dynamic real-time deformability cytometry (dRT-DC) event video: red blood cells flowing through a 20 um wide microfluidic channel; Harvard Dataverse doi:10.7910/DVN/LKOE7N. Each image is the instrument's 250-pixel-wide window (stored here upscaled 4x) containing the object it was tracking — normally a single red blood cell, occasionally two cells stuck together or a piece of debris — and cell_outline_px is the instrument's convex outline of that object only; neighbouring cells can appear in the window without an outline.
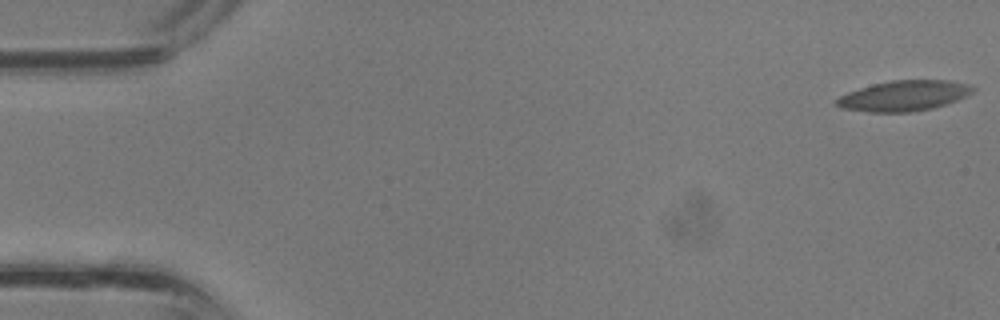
{"species": "common noctule bat (a hibernating species)", "species_latin": "Nyctalus noctula", "temperature_condition": "room temperature", "stored_images_in_passage": 39, "camera_frame_rate_fps": 3000, "um_per_image_px": 0.085, "animal": {"sex": "male", "body_mass_g": 13.3}, "frame": {"image": 1, "passage_image": 1, "time_ms": 0.0, "image_size_px": [1000, 320], "cell_outline_px": [[976, 88], [972, 92], [956, 100], [932, 108], [908, 112], [868, 112], [840, 108], [836, 104], [836, 100], [840, 96], [848, 92], [872, 84], [892, 80], [948, 80], [968, 84]], "centroid_in_image_um": [76.81, 8.13], "position_along_channel_um": 8.2, "area_um2": 23.93}}
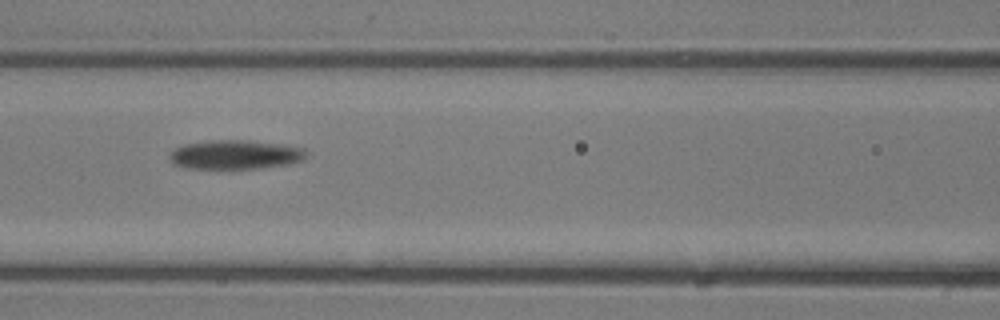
{"frame": {"image": 2, "passage_image": 17, "time_ms": 5.333, "image_size_px": [1000, 320], "cell_outline_px": [[304, 160], [288, 164], [260, 168], [188, 168], [176, 164], [168, 160], [168, 156], [176, 148], [184, 144], [208, 140], [248, 140], [288, 144], [304, 148]], "centroid_in_image_um": [20.01, 13.13], "position_along_channel_um": 146.6, "area_um2": 23.24}}
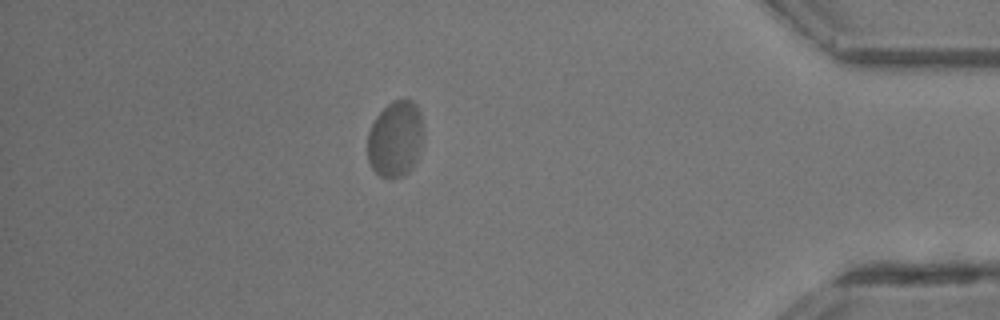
{"frame": {"image": 3, "passage_image": 34, "time_ms": 11.0, "image_size_px": [1000, 320], "cell_outline_px": [[420, 148], [416, 160], [408, 172], [404, 176], [380, 176], [372, 168], [368, 160], [368, 132], [376, 116], [388, 104], [396, 100], [412, 100], [416, 104], [420, 112]], "centroid_in_image_um": [33.57, 11.8], "position_along_channel_um": 401.6, "area_um2": 24.04}}